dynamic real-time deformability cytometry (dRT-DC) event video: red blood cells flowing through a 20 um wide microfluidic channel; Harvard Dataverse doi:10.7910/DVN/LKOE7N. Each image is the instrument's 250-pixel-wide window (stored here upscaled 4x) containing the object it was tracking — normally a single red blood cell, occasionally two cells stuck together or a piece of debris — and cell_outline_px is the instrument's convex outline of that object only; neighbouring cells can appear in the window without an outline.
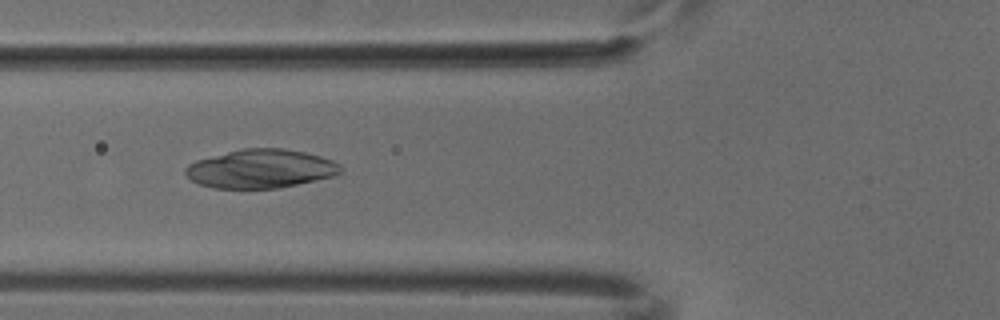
{"species": "common noctule bat (a hibernating species)", "species_latin": "Nyctalus noctula", "temperature_condition": "cold", "stored_images_in_passage": 9, "camera_frame_rate_fps": 3000, "um_per_image_px": 0.085, "animal": {"sex": "male", "body_mass_g": 18.8}, "frame": {"image": 1, "passage_image": 6, "time_ms": 1.667, "image_size_px": [1000, 320], "cell_outline_px": [[340, 172], [332, 176], [296, 184], [276, 188], [212, 188], [200, 184], [192, 180], [184, 172], [184, 168], [188, 164], [196, 160], [244, 148], [284, 148], [304, 152], [320, 156], [332, 160], [340, 164]], "centroid_in_image_um": [22.13, 14.34], "position_along_channel_um": 103.7, "area_um2": 34.62}}
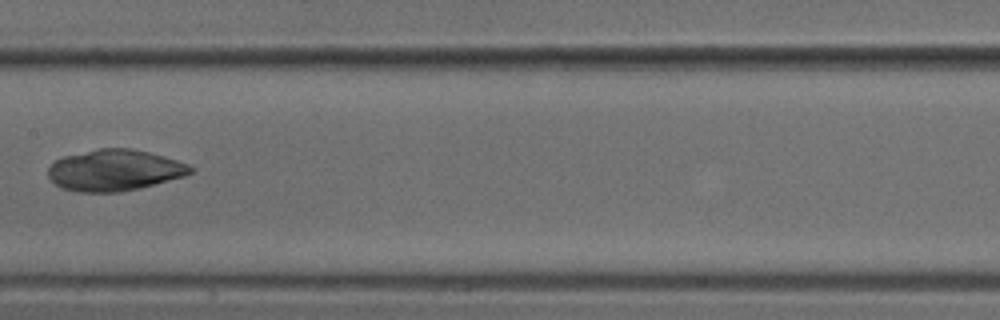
{"frame": {"image": 2, "passage_image": 8, "time_ms": 2.333, "image_size_px": [1000, 320], "cell_outline_px": [[192, 172], [184, 176], [140, 188], [120, 192], [80, 192], [60, 188], [48, 176], [48, 168], [56, 160], [64, 156], [100, 148], [128, 148], [148, 152], [176, 160], [188, 164], [192, 168]], "centroid_in_image_um": [9.71, 14.48], "position_along_channel_um": 197.7, "area_um2": 33.93}}
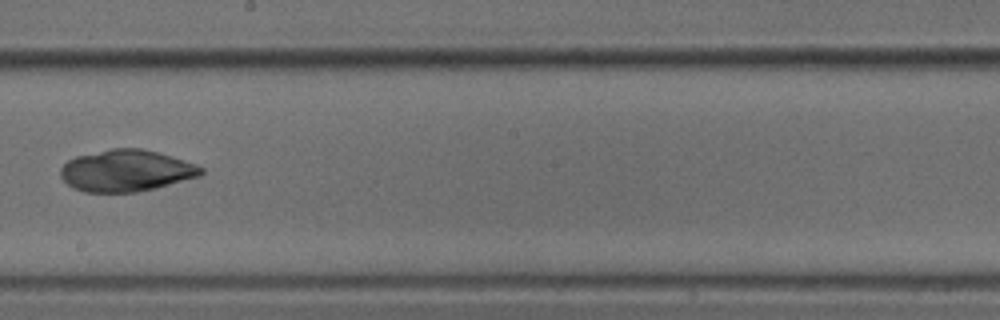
{"frame": {"image": 3, "passage_image": 9, "time_ms": 2.667, "image_size_px": [1000, 320], "cell_outline_px": [[204, 172], [200, 176], [156, 188], [136, 192], [84, 192], [72, 188], [60, 176], [60, 168], [68, 160], [76, 156], [112, 148], [140, 148], [156, 152], [196, 164], [204, 168]], "centroid_in_image_um": [10.71, 14.51], "position_along_channel_um": 237.5, "area_um2": 34.04}}